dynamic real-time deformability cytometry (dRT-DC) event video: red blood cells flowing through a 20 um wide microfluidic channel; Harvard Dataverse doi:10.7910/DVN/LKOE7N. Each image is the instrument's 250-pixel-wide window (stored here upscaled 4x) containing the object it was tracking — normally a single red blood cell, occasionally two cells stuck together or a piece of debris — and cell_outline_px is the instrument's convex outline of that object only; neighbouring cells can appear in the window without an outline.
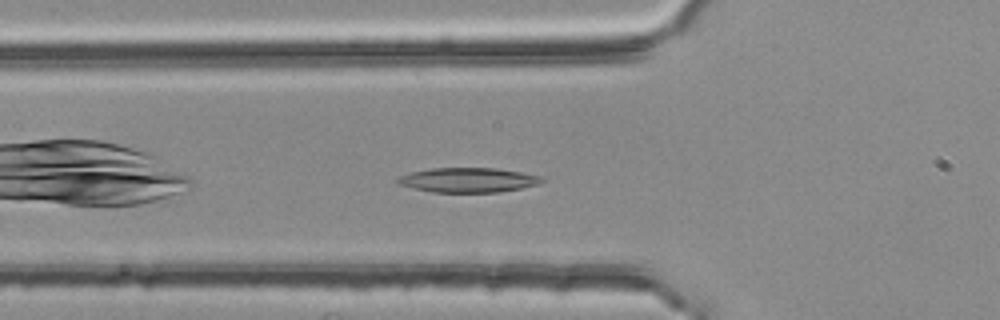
{"species": "common noctule bat (a hibernating species)", "species_latin": "Nyctalus noctula", "temperature_condition": "room temperature", "stored_images_in_passage": 34, "camera_frame_rate_fps": 3000, "um_per_image_px": 0.085, "animal": {"sex": "female", "body_mass_g": 25.1}, "frame": {"image": 1, "passage_image": 4, "time_ms": 1.0, "image_size_px": [1000, 320], "cell_outline_px": [[544, 180], [540, 184], [500, 192], [432, 192], [396, 184], [396, 180], [400, 176], [412, 172], [432, 168], [496, 168], [520, 172], [540, 176]], "centroid_in_image_um": [39.78, 15.3], "position_along_channel_um": 86.0, "area_um2": 20.58}}
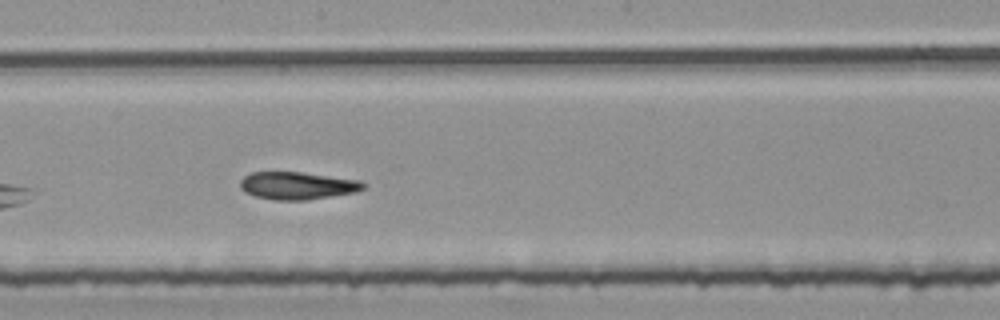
{"frame": {"image": 2, "passage_image": 15, "time_ms": 4.667, "image_size_px": [1000, 320], "cell_outline_px": [[364, 188], [356, 192], [308, 200], [276, 200], [256, 196], [244, 192], [240, 188], [240, 180], [244, 176], [252, 172], [300, 172], [360, 180], [364, 184]], "centroid_in_image_um": [25.25, 15.78], "position_along_channel_um": 222.9, "area_um2": 19.71}}
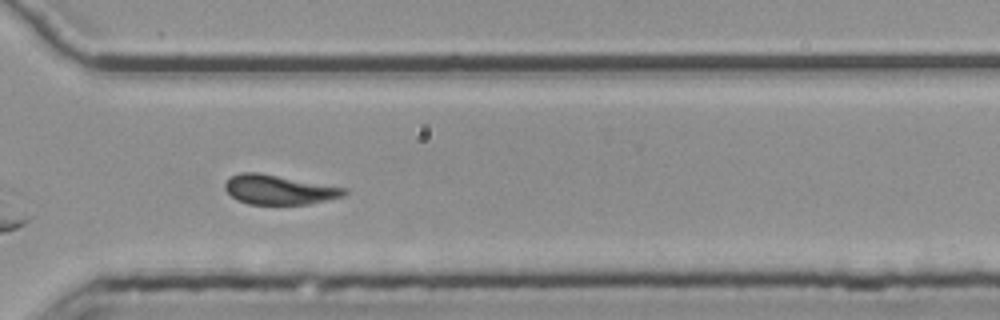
{"frame": {"image": 3, "passage_image": 25, "time_ms": 8.0, "image_size_px": [1000, 320], "cell_outline_px": [[348, 192], [344, 196], [308, 204], [248, 204], [236, 200], [224, 188], [224, 184], [232, 176], [240, 172], [260, 172], [348, 188]], "centroid_in_image_um": [23.73, 16.11], "position_along_channel_um": 346.9, "area_um2": 20.63}, "authors_computed_cell_mechanics": {"area_um2": 20.3745, "velocity_mm_per_s": 3.7264, "shape_relaxation_time_tau1_ms": 4.4035, "shape_relaxation_time_tau2_ms": 4.186, "deformation_change_tau1": 0.1218, "deformation_change_tau2": 0.1274}}